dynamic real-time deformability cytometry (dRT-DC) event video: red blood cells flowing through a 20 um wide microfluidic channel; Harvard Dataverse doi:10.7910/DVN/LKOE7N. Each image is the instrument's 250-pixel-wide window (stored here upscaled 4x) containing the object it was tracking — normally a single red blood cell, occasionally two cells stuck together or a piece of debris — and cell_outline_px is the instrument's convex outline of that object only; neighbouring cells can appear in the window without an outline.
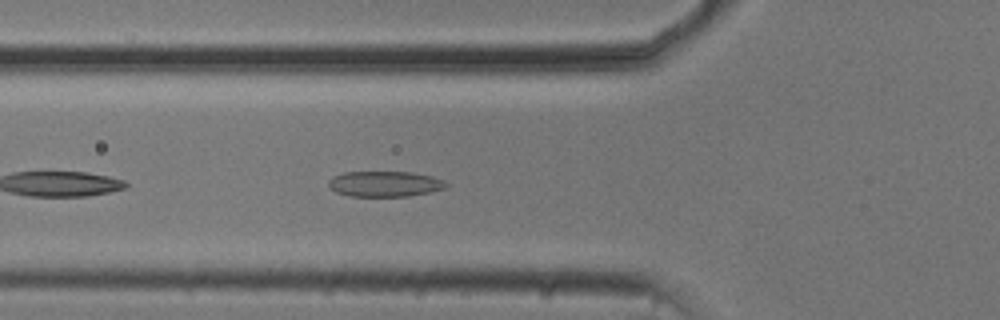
{"species": "common noctule bat (a hibernating species)", "species_latin": "Nyctalus noctula", "temperature_condition": "cold", "stored_images_in_passage": 40, "camera_frame_rate_fps": 3000, "um_per_image_px": 0.085, "animal": {"sex": "male", "body_mass_g": 20.5, "forearm_length_mm": 52.5}, "frame": {"image": 1, "passage_image": 5, "time_ms": 1.333, "image_size_px": [1000, 320], "cell_outline_px": [[448, 188], [408, 196], [348, 196], [336, 192], [328, 184], [328, 180], [332, 176], [344, 172], [412, 172], [432, 176], [444, 180], [448, 184]], "centroid_in_image_um": [32.72, 15.63], "position_along_channel_um": 93.1, "area_um2": 17.57}}
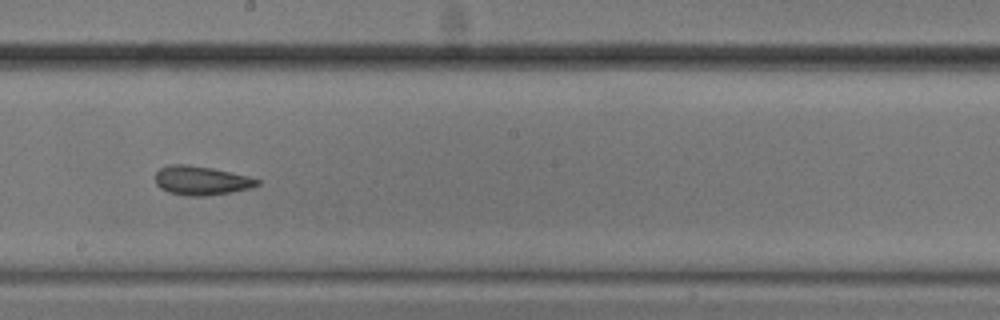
{"frame": {"image": 2, "passage_image": 16, "time_ms": 5.0, "image_size_px": [1000, 320], "cell_outline_px": [[260, 184], [252, 188], [232, 192], [204, 196], [188, 196], [168, 192], [160, 188], [156, 184], [156, 172], [160, 168], [168, 164], [188, 164], [212, 168], [248, 176], [260, 180]], "centroid_in_image_um": [17.1, 15.34], "position_along_channel_um": 231.1, "area_um2": 17.34}}
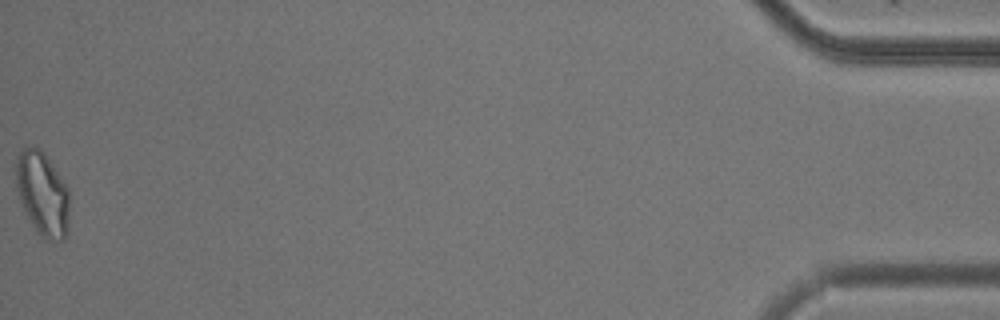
{"frame": {"image": 3, "passage_image": 40, "time_ms": 13.0, "image_size_px": [1000, 320], "cell_outline_px": [[68, 232], [64, 240], [48, 240], [36, 232], [24, 212], [16, 188], [16, 160], [20, 152], [24, 148], [32, 144], [40, 148], [44, 152], [68, 188]], "centroid_in_image_um": [3.6, 16.47], "position_along_channel_um": 431.6, "area_um2": 26.3}, "authors_computed_cell_mechanics": {"area_um2": 17.6579, "velocity_mm_per_s": 3.7373, "shape_relaxation_time_tau1_ms": 4.1294, "shape_relaxation_time_tau2_ms": 2.1954, "deformation_change_tau1": 0.1083, "deformation_change_tau2": 0.0934}}